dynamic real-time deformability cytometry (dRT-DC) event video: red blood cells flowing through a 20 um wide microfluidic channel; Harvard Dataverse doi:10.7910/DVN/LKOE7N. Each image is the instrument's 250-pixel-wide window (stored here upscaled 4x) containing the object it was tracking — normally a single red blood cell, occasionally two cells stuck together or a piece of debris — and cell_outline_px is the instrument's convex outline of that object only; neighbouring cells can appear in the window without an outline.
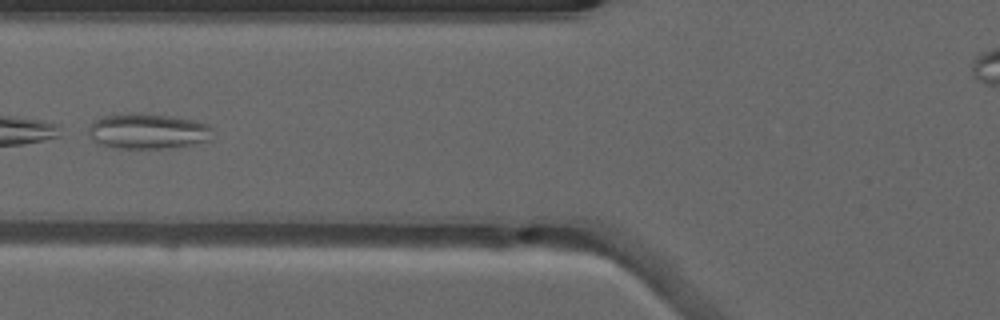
{"species": "common noctule bat (a hibernating species)", "species_latin": "Nyctalus noctula", "temperature_condition": "warm", "stored_images_in_passage": 15, "camera_frame_rate_fps": 3000, "um_per_image_px": 0.085, "animal": {"sex": "male", "forearm_length_mm": 52.5}, "frame": {"image": 1, "passage_image": 7, "time_ms": 2.0, "image_size_px": [1000, 320], "cell_outline_px": [[212, 140], [192, 144], [168, 148], [116, 148], [100, 144], [88, 132], [88, 128], [96, 120], [104, 116], [132, 112], [136, 112], [172, 116], [196, 120], [208, 124], [212, 128]], "centroid_in_image_um": [12.63, 11.14], "position_along_channel_um": 113.2, "area_um2": 25.66}}